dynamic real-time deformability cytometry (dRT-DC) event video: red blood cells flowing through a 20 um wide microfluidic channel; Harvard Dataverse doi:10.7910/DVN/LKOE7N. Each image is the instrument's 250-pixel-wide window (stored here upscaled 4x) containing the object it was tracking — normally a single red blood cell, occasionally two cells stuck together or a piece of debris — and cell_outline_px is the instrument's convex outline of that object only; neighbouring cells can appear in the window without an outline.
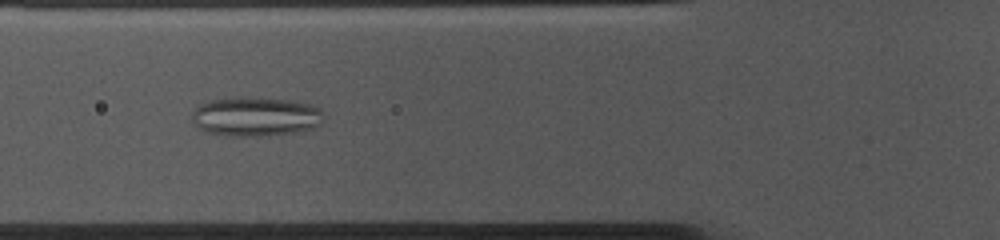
{"species": "common noctule bat (a hibernating species)", "species_latin": "Nyctalus noctula", "temperature_condition": "cold", "stored_images_in_passage": 53, "camera_frame_rate_fps": 3000, "um_per_image_px": 0.085, "animal": {"sex": "female", "body_mass_g": 10.0, "forearm_length_mm": 53.1}, "frame": {"image": 1, "passage_image": 18, "time_ms": 5.667, "image_size_px": [1000, 240], "cell_outline_px": [[324, 116], [320, 124], [312, 128], [300, 132], [268, 136], [228, 136], [204, 132], [196, 128], [192, 124], [192, 112], [200, 104], [212, 100], [236, 96], [244, 96], [288, 100], [308, 104], [320, 108], [324, 112]], "centroid_in_image_um": [21.7, 9.92], "position_along_channel_um": 104.1, "area_um2": 30.81}}
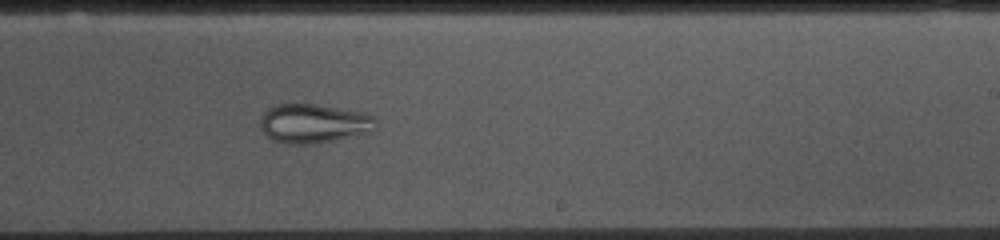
{"frame": {"image": 2, "passage_image": 31, "time_ms": 10.0, "image_size_px": [1000, 240], "cell_outline_px": [[376, 128], [372, 132], [336, 140], [312, 144], [288, 144], [272, 140], [260, 128], [260, 116], [272, 104], [316, 104], [364, 112], [372, 116], [376, 120]], "centroid_in_image_um": [26.66, 10.49], "position_along_channel_um": 262.3, "area_um2": 26.7}}
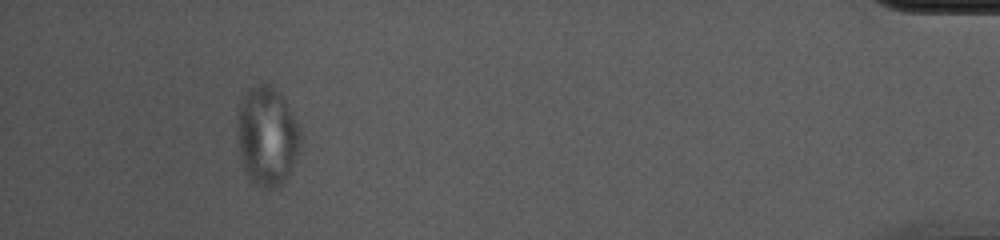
{"frame": {"image": 3, "passage_image": 49, "time_ms": 16.0, "image_size_px": [1000, 240], "cell_outline_px": [[300, 140], [288, 176], [280, 184], [272, 188], [268, 188], [256, 184], [252, 180], [244, 168], [240, 152], [236, 132], [236, 128], [240, 100], [248, 88], [252, 84], [272, 84], [284, 96], [300, 128]], "centroid_in_image_um": [22.67, 11.47], "position_along_channel_um": 412.5, "area_um2": 36.36}}